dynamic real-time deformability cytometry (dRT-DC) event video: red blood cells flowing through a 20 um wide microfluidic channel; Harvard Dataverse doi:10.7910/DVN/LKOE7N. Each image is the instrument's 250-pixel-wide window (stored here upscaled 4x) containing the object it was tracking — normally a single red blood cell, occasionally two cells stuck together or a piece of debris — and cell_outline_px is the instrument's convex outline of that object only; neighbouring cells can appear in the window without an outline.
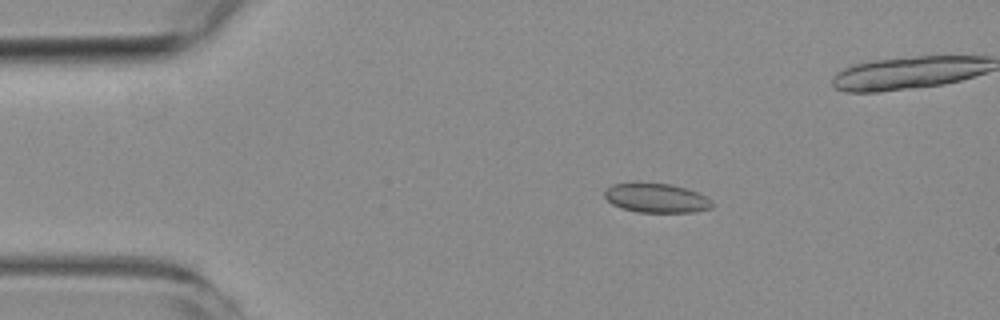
{"species": "common noctule bat (a hibernating species)", "species_latin": "Nyctalus noctula", "temperature_condition": "room temperature", "stored_images_in_passage": 4, "camera_frame_rate_fps": 3000, "um_per_image_px": 0.085, "animal": {"sex": "female", "body_mass_g": 19.3, "forearm_length_mm": 54.1}, "frame": {"image": 1, "passage_image": 2, "time_ms": 1.333, "image_size_px": [1000, 320], "cell_outline_px": [[712, 208], [696, 212], [636, 212], [620, 208], [612, 204], [604, 196], [604, 192], [612, 184], [636, 180], [672, 184], [696, 192], [712, 200]], "centroid_in_image_um": [55.73, 16.8], "position_along_channel_um": 29.3, "area_um2": 18.9}}